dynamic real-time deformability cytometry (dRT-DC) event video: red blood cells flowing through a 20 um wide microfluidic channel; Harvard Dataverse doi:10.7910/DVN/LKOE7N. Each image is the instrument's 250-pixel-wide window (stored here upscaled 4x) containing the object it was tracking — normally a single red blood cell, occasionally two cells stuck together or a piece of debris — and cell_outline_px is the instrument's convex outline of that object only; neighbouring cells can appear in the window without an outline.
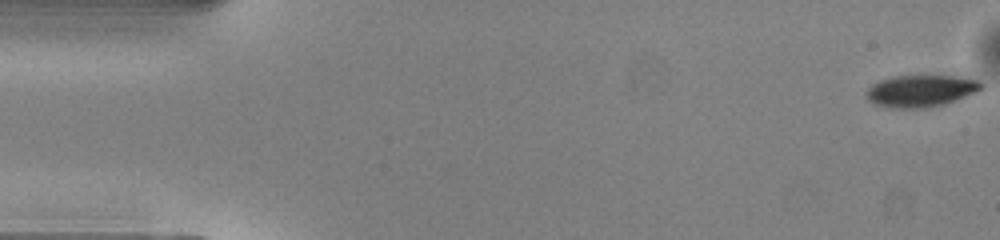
{"species": "common noctule bat (a hibernating species)", "species_latin": "Nyctalus noctula", "temperature_condition": "warm", "stored_images_in_passage": 51, "camera_frame_rate_fps": 3000, "um_per_image_px": 0.085, "animal": {"sex": "male", "body_mass_g": 13.0, "forearm_length_mm": 53.1}, "frame": {"image": 1, "passage_image": 1, "time_ms": 0.0, "image_size_px": [1000, 240], "cell_outline_px": [[984, 88], [976, 92], [944, 104], [924, 108], [892, 108], [876, 104], [868, 100], [864, 92], [872, 84], [880, 80], [892, 76], [956, 76], [976, 80]], "centroid_in_image_um": [78.22, 7.73], "position_along_channel_um": 6.8, "area_um2": 21.21}}
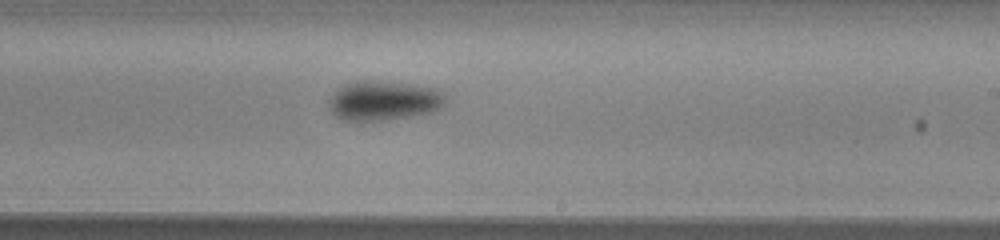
{"frame": {"image": 2, "passage_image": 30, "time_ms": 9.667, "image_size_px": [1000, 240], "cell_outline_px": [[444, 104], [440, 108], [432, 112], [412, 116], [388, 120], [348, 120], [336, 116], [328, 108], [328, 100], [344, 84], [360, 80], [376, 80], [436, 88], [444, 96]], "centroid_in_image_um": [32.6, 8.55], "position_along_channel_um": 256.4, "area_um2": 26.65}}
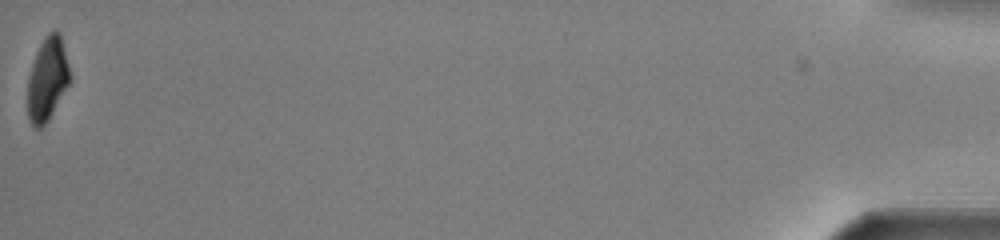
{"frame": {"image": 3, "passage_image": 51, "time_ms": 16.667, "image_size_px": [1000, 240], "cell_outline_px": [[68, 84], [48, 120], [40, 128], [36, 128], [32, 124], [28, 116], [28, 76], [36, 52], [44, 36], [52, 28], [56, 28], [60, 32], [68, 64]], "centroid_in_image_um": [4.0, 6.65], "position_along_channel_um": 431.2, "area_um2": 20.17}, "authors_computed_cell_mechanics": {"area_um2": 24.6228, "velocity_mm_per_s": 4.0289, "shape_relaxation_time_tau1_ms": 1.5029, "shape_relaxation_time_tau2_ms": null, "deformation_change_tau1": 0.0982, "deformation_change_tau2": null}}